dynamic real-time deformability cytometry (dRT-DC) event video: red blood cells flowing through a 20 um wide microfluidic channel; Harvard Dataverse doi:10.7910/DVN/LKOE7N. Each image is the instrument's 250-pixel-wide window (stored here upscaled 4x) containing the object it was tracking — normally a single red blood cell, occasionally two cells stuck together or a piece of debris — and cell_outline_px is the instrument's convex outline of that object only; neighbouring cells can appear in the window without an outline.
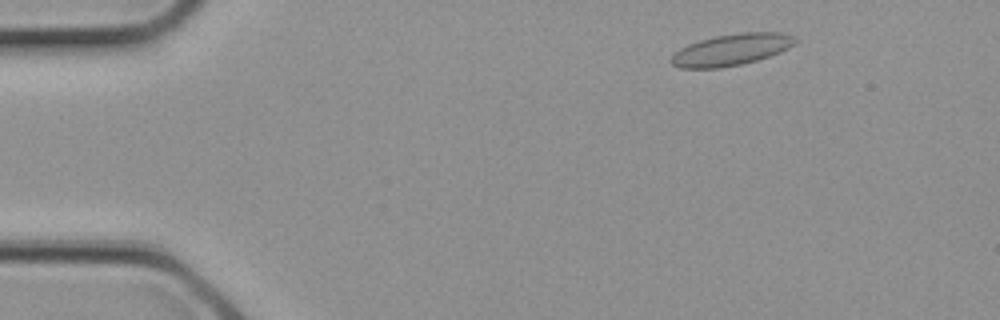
{"species": "common noctule bat (a hibernating species)", "species_latin": "Nyctalus noctula", "temperature_condition": "cold", "stored_images_in_passage": 2, "camera_frame_rate_fps": 3000, "um_per_image_px": 0.085, "animal": {"sex": "female", "body_mass_g": 21.9}, "frame": {"image": 1, "passage_image": 1, "time_ms": 0.0, "image_size_px": [1000, 320], "cell_outline_px": [[796, 44], [780, 52], [756, 60], [740, 64], [720, 68], [680, 68], [672, 64], [668, 60], [680, 48], [688, 44], [700, 40], [716, 36], [744, 32], [780, 32], [796, 36]], "centroid_in_image_um": [62.17, 4.22], "position_along_channel_um": 22.8, "area_um2": 22.72}}